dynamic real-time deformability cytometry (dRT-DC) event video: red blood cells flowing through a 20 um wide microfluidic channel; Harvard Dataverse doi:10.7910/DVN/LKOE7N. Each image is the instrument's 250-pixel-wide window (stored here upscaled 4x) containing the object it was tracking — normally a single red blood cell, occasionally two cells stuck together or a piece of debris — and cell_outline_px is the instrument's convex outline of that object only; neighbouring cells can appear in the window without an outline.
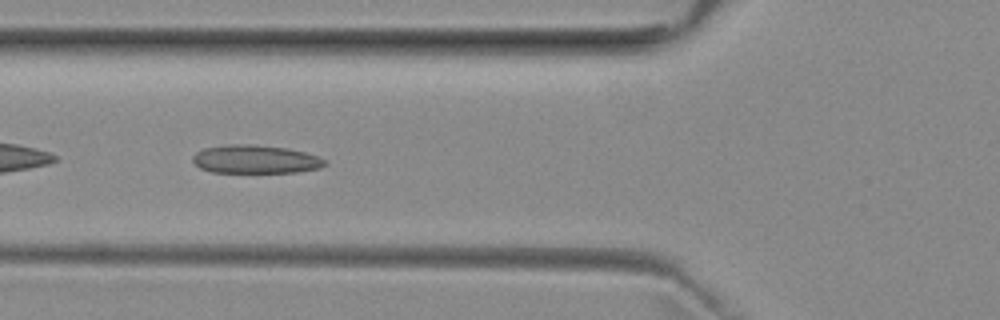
{"species": "common noctule bat (a hibernating species)", "species_latin": "Nyctalus noctula", "temperature_condition": "room temperature", "stored_images_in_passage": 36, "camera_frame_rate_fps": 3000, "um_per_image_px": 0.085, "animal": {"sex": "female", "body_mass_g": 29.2, "forearm_length_mm": 56.3}, "frame": {"image": 1, "passage_image": 16, "time_ms": 5.0, "image_size_px": [1000, 320], "cell_outline_px": [[328, 164], [320, 168], [296, 172], [212, 172], [200, 168], [192, 160], [192, 156], [196, 152], [204, 148], [228, 144], [256, 144], [288, 148], [304, 152], [316, 156], [324, 160]], "centroid_in_image_um": [21.69, 13.53], "position_along_channel_um": 104.1, "area_um2": 21.85}, "authors_computed_cell_mechanics": {"area_um2": 21.675, "velocity_mm_per_s": 3.9609, "shape_relaxation_time_tau1_ms": null, "shape_relaxation_time_tau2_ms": 3.3106, "deformation_change_tau1": null, "deformation_change_tau2": 0.1129}}